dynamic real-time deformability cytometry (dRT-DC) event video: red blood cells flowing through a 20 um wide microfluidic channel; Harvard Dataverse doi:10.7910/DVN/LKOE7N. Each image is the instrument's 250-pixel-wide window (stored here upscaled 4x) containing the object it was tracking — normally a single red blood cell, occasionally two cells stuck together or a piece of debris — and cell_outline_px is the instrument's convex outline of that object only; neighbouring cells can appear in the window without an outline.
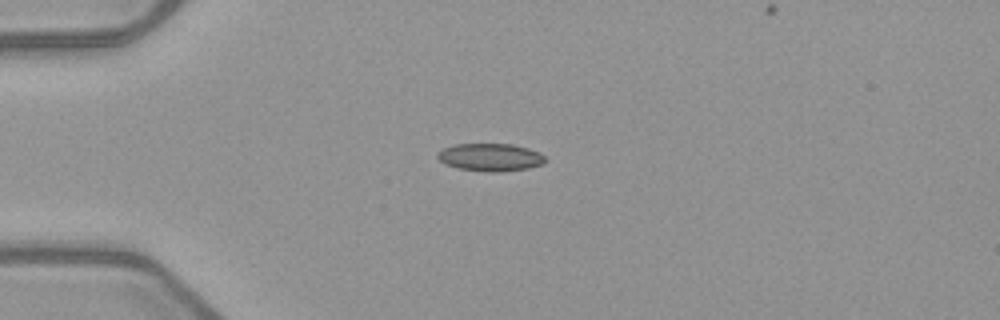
{"species": "common noctule bat (a hibernating species)", "species_latin": "Nyctalus noctula", "temperature_condition": "warm", "stored_images_in_passage": 36, "camera_frame_rate_fps": 3000, "um_per_image_px": 0.085, "animal": {"sex": "female", "body_mass_g": 21.9}, "frame": {"image": 1, "passage_image": 1, "time_ms": 0.0, "image_size_px": [1000, 320], "cell_outline_px": [[548, 160], [544, 164], [528, 168], [496, 172], [488, 172], [460, 168], [444, 164], [436, 156], [444, 148], [456, 144], [512, 144], [528, 148], [540, 152]], "centroid_in_image_um": [41.73, 13.36], "position_along_channel_um": 43.3, "area_um2": 17.34}}
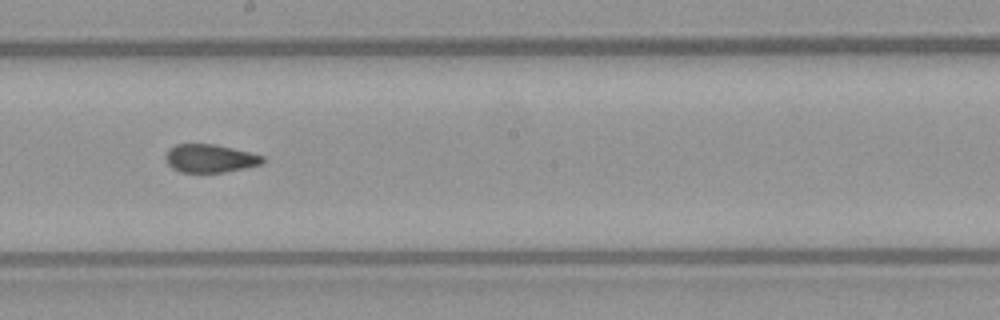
{"frame": {"image": 2, "passage_image": 17, "time_ms": 5.333, "image_size_px": [1000, 320], "cell_outline_px": [[264, 160], [260, 164], [248, 168], [224, 172], [180, 172], [172, 168], [168, 164], [164, 156], [168, 148], [176, 144], [216, 144], [264, 156]], "centroid_in_image_um": [17.82, 13.46], "position_along_channel_um": 230.4, "area_um2": 16.01}}
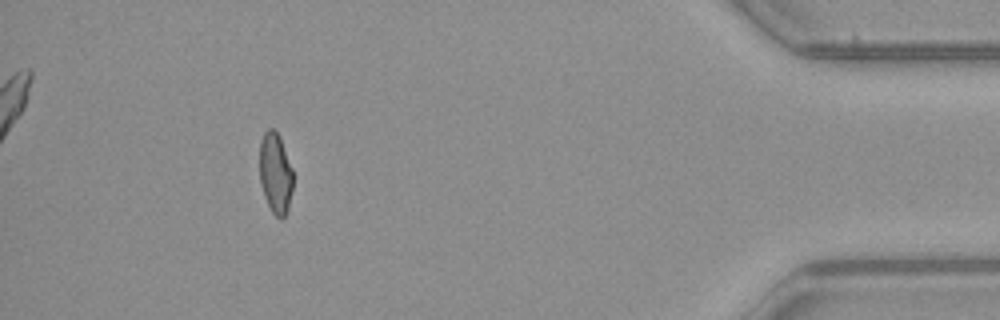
{"frame": {"image": 3, "passage_image": 35, "time_ms": 11.333, "image_size_px": [1000, 320], "cell_outline_px": [[292, 188], [288, 208], [284, 216], [280, 220], [272, 212], [264, 196], [260, 184], [260, 140], [264, 132], [268, 128], [276, 128], [280, 136], [292, 168]], "centroid_in_image_um": [23.4, 14.68], "position_along_channel_um": 411.8, "area_um2": 15.84}}